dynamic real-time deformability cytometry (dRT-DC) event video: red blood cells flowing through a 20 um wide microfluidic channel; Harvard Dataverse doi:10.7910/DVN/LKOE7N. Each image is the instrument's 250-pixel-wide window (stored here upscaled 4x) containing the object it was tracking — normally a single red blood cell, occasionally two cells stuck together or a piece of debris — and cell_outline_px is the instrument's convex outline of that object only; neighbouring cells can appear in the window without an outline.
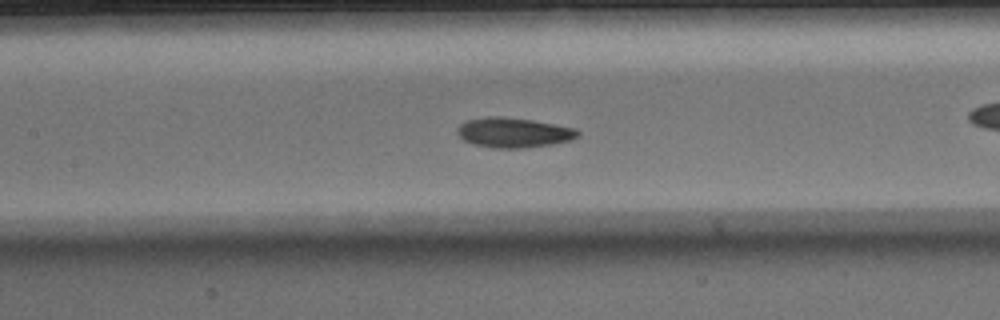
{"species": "Egyptian fruit bat (a non-hibernating species)", "species_latin": "Rousettus aegyptiacus", "temperature_condition": "warm", "stored_images_in_passage": 49, "camera_frame_rate_fps": 3000, "um_per_image_px": 0.085, "animal": {"sex": "male"}, "frame": {"image": 1, "passage_image": 22, "time_ms": 7.0, "image_size_px": [1000, 320], "cell_outline_px": [[580, 136], [572, 140], [552, 144], [528, 148], [492, 148], [472, 144], [464, 140], [456, 132], [456, 128], [464, 120], [484, 116], [500, 116], [532, 120], [576, 128], [580, 132]], "centroid_in_image_um": [43.64, 11.27], "position_along_channel_um": 163.8, "area_um2": 21.39}}
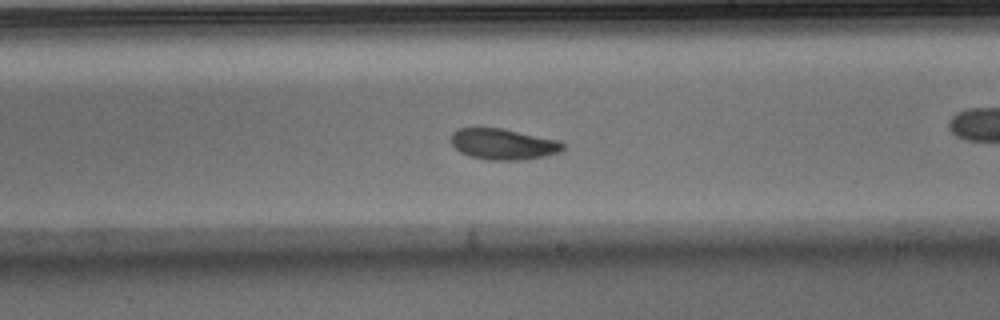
{"frame": {"image": 2, "passage_image": 28, "time_ms": 9.0, "image_size_px": [1000, 320], "cell_outline_px": [[564, 148], [560, 152], [544, 156], [524, 160], [488, 160], [472, 156], [460, 152], [452, 144], [452, 132], [460, 128], [500, 128], [560, 140], [564, 144]], "centroid_in_image_um": [42.8, 12.25], "position_along_channel_um": 246.2, "area_um2": 20.06}, "authors_computed_cell_mechanics": {"area_um2": 20.4034, "velocity_mm_per_s": 4.1363, "shape_relaxation_time_tau1_ms": 3.0424, "shape_relaxation_time_tau2_ms": 3.6325, "deformation_change_tau1": 0.104, "deformation_change_tau2": 0.0907}}